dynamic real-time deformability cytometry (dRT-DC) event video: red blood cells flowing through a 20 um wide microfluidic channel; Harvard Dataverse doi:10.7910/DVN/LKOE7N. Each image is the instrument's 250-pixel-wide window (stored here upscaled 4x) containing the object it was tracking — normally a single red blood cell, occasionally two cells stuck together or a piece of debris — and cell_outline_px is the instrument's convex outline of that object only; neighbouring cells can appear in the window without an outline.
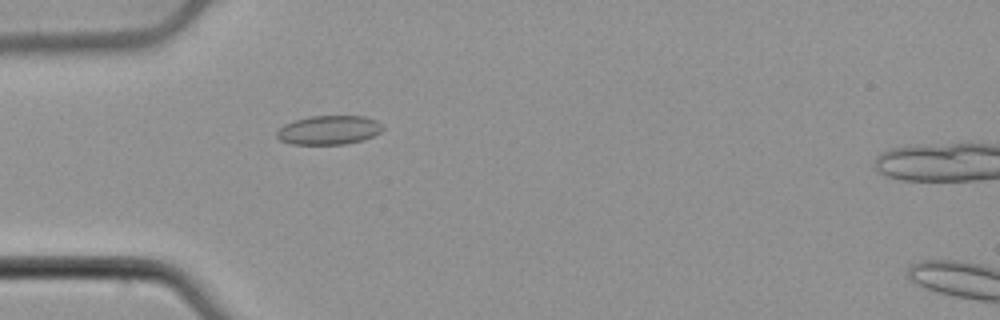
{"species": "common noctule bat (a hibernating species)", "species_latin": "Nyctalus noctula", "temperature_condition": "cold", "stored_images_in_passage": 48, "camera_frame_rate_fps": 3000, "um_per_image_px": 0.085, "animal": {"sex": "male", "body_mass_g": 21.5, "forearm_length_mm": 52.0}, "frame": {"image": 1, "passage_image": 12, "time_ms": 3.667, "image_size_px": [1000, 320], "cell_outline_px": [[384, 128], [380, 132], [372, 136], [360, 140], [344, 144], [292, 144], [280, 140], [276, 136], [276, 132], [284, 124], [308, 116], [364, 116], [376, 120]], "centroid_in_image_um": [27.93, 11.05], "position_along_channel_um": 57.1, "area_um2": 17.74}}
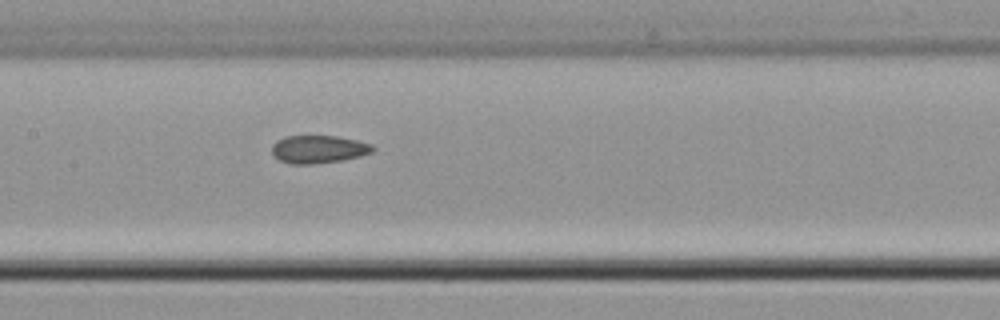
{"frame": {"image": 2, "passage_image": 22, "time_ms": 7.0, "image_size_px": [1000, 320], "cell_outline_px": [[376, 148], [372, 152], [360, 156], [340, 160], [312, 164], [292, 164], [280, 160], [272, 152], [272, 144], [276, 140], [284, 136], [336, 136], [356, 140], [372, 144]], "centroid_in_image_um": [27.07, 12.67], "position_along_channel_um": 180.3, "area_um2": 16.3}}
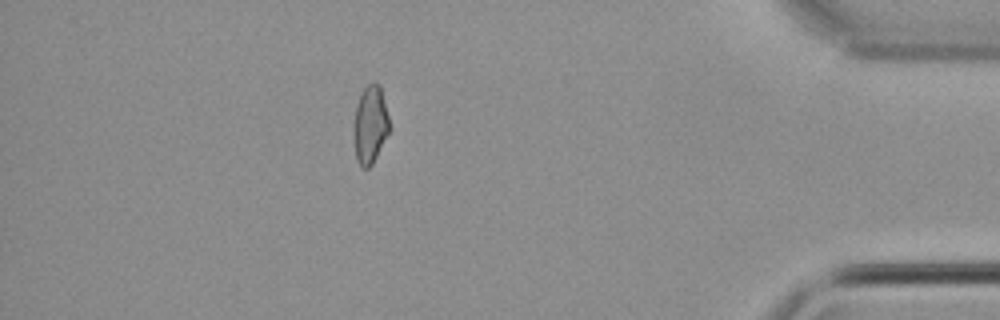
{"frame": {"image": 3, "passage_image": 43, "time_ms": 14.0, "image_size_px": [1000, 320], "cell_outline_px": [[388, 132], [372, 164], [368, 168], [360, 168], [356, 160], [352, 132], [352, 128], [356, 104], [364, 88], [368, 84], [376, 80], [380, 84], [388, 116]], "centroid_in_image_um": [31.42, 10.59], "position_along_channel_um": 403.8, "area_um2": 16.3}, "authors_computed_cell_mechanics": {"area_um2": 16.6753, "velocity_mm_per_s": 3.857, "shape_relaxation_time_tau1_ms": null, "shape_relaxation_time_tau2_ms": 2.9934, "deformation_change_tau1": null, "deformation_change_tau2": 0.0967}}